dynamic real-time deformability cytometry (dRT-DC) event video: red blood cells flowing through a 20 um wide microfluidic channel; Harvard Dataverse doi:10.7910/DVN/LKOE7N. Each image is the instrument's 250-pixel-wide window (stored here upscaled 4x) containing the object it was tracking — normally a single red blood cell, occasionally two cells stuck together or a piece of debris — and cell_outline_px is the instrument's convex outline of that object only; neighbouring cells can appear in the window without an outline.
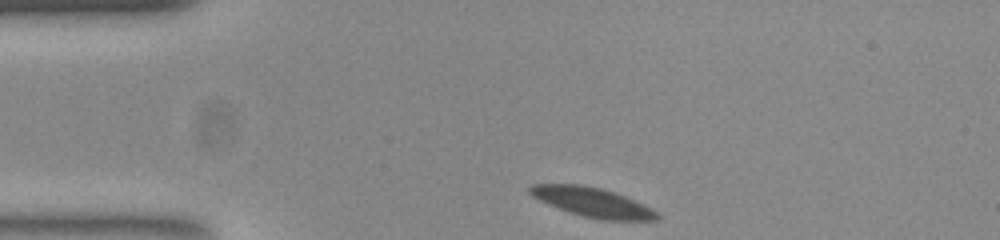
{"species": "common noctule bat (a hibernating species)", "species_latin": "Nyctalus noctula", "temperature_condition": "room temperature", "stored_images_in_passage": 37, "camera_frame_rate_fps": 3000, "um_per_image_px": 0.085, "animal": {"sex": "female", "body_mass_g": 23.0, "forearm_length_mm": 53.4}, "frame": {"image": 1, "passage_image": 1, "time_ms": 0.0, "image_size_px": [1000, 240], "cell_outline_px": [[660, 216], [656, 220], [596, 220], [568, 212], [548, 204], [532, 196], [528, 192], [528, 188], [532, 184], [580, 184], [600, 188], [624, 196], [644, 204], [652, 208]], "centroid_in_image_um": [50.34, 17.2], "position_along_channel_um": 34.7, "area_um2": 21.73}}
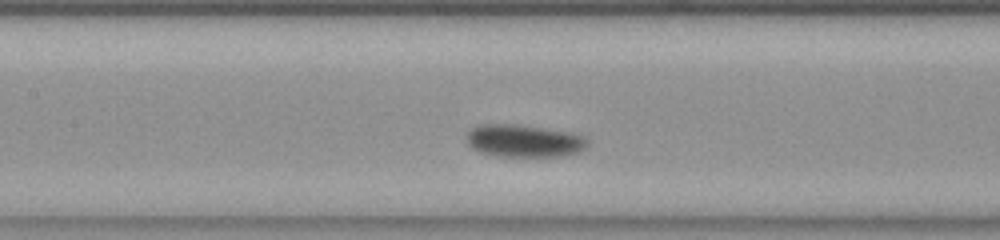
{"frame": {"image": 2, "passage_image": 15, "time_ms": 4.667, "image_size_px": [1000, 240], "cell_outline_px": [[588, 144], [584, 148], [576, 152], [564, 156], [496, 156], [480, 152], [472, 148], [468, 144], [468, 132], [472, 128], [480, 124], [516, 124], [572, 132], [584, 136], [588, 140]], "centroid_in_image_um": [44.55, 11.96], "position_along_channel_um": 162.9, "area_um2": 22.89}}
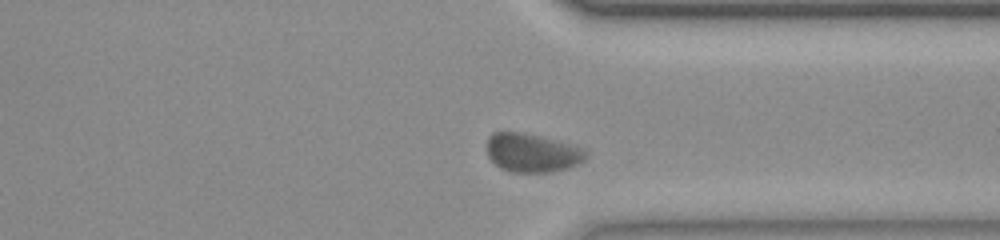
{"frame": {"image": 3, "passage_image": 32, "time_ms": 10.333, "image_size_px": [1000, 240], "cell_outline_px": [[588, 156], [584, 160], [568, 168], [552, 172], [508, 172], [500, 168], [488, 156], [488, 136], [492, 132], [516, 132], [536, 136], [584, 148], [588, 152]], "centroid_in_image_um": [45.22, 13.01], "position_along_channel_um": 366.2, "area_um2": 22.02}, "authors_computed_cell_mechanics": {"area_um2": 22.3686, "velocity_mm_per_s": 3.6023, "shape_relaxation_time_tau1_ms": 1.8865, "shape_relaxation_time_tau2_ms": null, "deformation_change_tau1": 0.0866, "deformation_change_tau2": null}}